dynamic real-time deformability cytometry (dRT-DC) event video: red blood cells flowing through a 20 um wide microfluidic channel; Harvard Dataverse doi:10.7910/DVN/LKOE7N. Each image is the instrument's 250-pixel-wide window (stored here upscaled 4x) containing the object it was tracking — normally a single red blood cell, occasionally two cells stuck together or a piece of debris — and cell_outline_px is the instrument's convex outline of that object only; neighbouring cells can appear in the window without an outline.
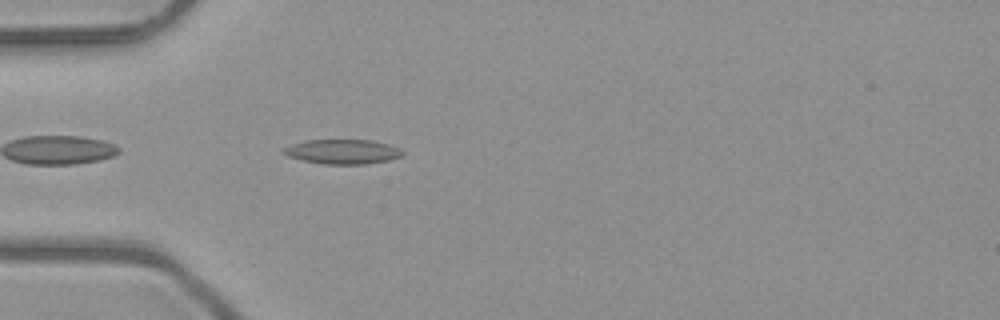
{"species": "common noctule bat (a hibernating species)", "species_latin": "Nyctalus noctula", "temperature_condition": "room temperature", "stored_images_in_passage": 38, "camera_frame_rate_fps": 3000, "um_per_image_px": 0.085, "animal": {"sex": "male", "body_mass_g": 23.1, "forearm_length_mm": 52.7}, "frame": {"image": 1, "passage_image": 2, "time_ms": 0.333, "image_size_px": [1000, 320], "cell_outline_px": [[404, 152], [400, 156], [388, 160], [364, 164], [320, 164], [288, 156], [280, 152], [280, 148], [304, 140], [372, 140], [388, 144], [400, 148]], "centroid_in_image_um": [29.07, 12.88], "position_along_channel_um": 55.9, "area_um2": 17.11}}
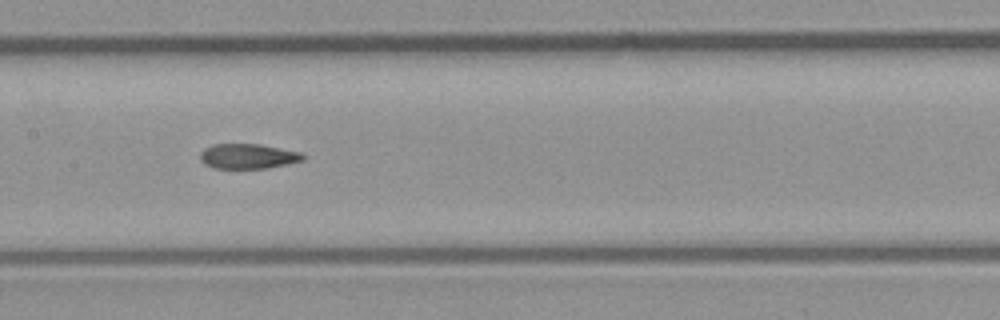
{"frame": {"image": 2, "passage_image": 12, "time_ms": 3.667, "image_size_px": [1000, 320], "cell_outline_px": [[304, 160], [288, 164], [268, 168], [212, 168], [204, 164], [200, 160], [200, 152], [204, 148], [212, 144], [260, 144], [304, 152]], "centroid_in_image_um": [21.09, 13.27], "position_along_channel_um": 186.3, "area_um2": 15.2}}
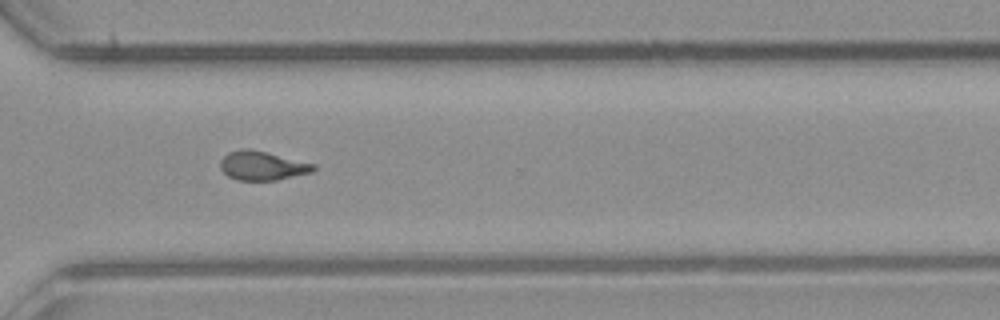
{"frame": {"image": 3, "passage_image": 24, "time_ms": 7.667, "image_size_px": [1000, 320], "cell_outline_px": [[316, 168], [312, 172], [276, 180], [236, 180], [228, 176], [220, 168], [220, 160], [228, 152], [240, 148], [252, 148], [316, 164]], "centroid_in_image_um": [22.28, 14.06], "position_along_channel_um": 348.3, "area_um2": 15.95}, "authors_computed_cell_mechanics": {"area_um2": 15.8083, "velocity_mm_per_s": 4.0673, "shape_relaxation_time_tau1_ms": null, "shape_relaxation_time_tau2_ms": 2.9635, "deformation_change_tau1": null, "deformation_change_tau2": 0.0857}}